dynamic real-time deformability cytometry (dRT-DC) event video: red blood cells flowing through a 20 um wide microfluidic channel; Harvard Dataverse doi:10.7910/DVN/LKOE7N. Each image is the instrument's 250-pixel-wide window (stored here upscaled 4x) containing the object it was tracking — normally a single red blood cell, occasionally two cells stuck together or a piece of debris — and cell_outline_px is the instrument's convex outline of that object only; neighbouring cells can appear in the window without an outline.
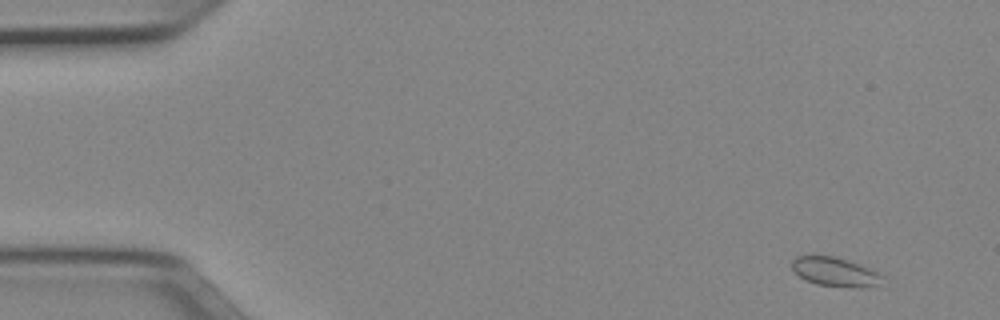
{"species": "Egyptian fruit bat (a non-hibernating species)", "species_latin": "Rousettus aegyptiacus", "temperature_condition": "cold", "stored_images_in_passage": 49, "camera_frame_rate_fps": 3000, "um_per_image_px": 0.085, "animal": {"sex": "female"}, "frame": {"image": 1, "passage_image": 1, "time_ms": 0.0, "image_size_px": [1000, 320], "cell_outline_px": [[888, 276], [876, 284], [860, 288], [852, 288], [816, 284], [804, 280], [792, 268], [792, 260], [796, 256], [832, 256], [860, 264]], "centroid_in_image_um": [71.01, 23.12], "position_along_channel_um": 14.0, "area_um2": 15.32}}
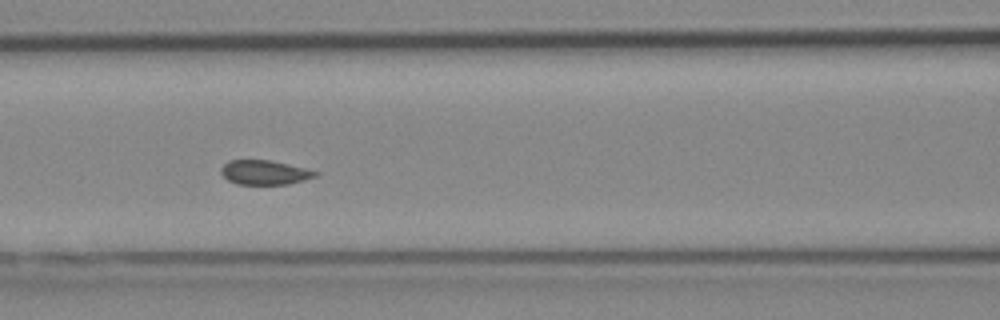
{"frame": {"image": 2, "passage_image": 20, "time_ms": 6.333, "image_size_px": [1000, 320], "cell_outline_px": [[320, 172], [316, 176], [304, 180], [288, 184], [236, 184], [228, 180], [220, 172], [220, 168], [228, 160], [272, 160]], "centroid_in_image_um": [22.47, 14.65], "position_along_channel_um": 144.1, "area_um2": 13.41}}
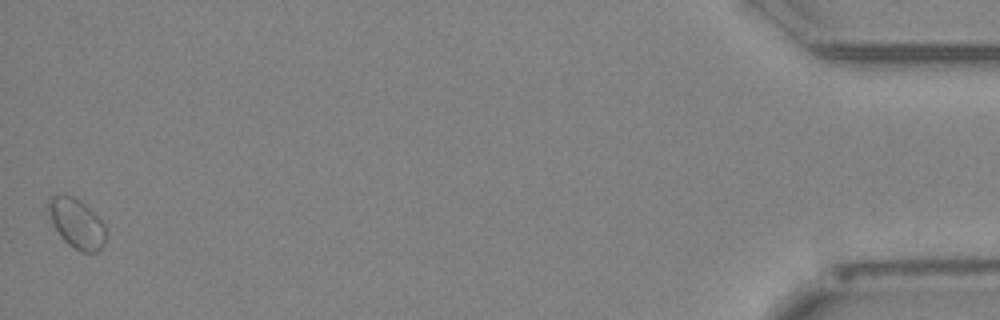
{"frame": {"image": 3, "passage_image": 49, "time_ms": 16.0, "image_size_px": [1000, 320], "cell_outline_px": [[104, 244], [96, 252], [80, 252], [68, 244], [60, 236], [52, 224], [48, 212], [48, 200], [52, 196], [72, 196], [80, 200], [104, 224]], "centroid_in_image_um": [6.48, 19.01], "position_along_channel_um": 428.7, "area_um2": 16.18}}